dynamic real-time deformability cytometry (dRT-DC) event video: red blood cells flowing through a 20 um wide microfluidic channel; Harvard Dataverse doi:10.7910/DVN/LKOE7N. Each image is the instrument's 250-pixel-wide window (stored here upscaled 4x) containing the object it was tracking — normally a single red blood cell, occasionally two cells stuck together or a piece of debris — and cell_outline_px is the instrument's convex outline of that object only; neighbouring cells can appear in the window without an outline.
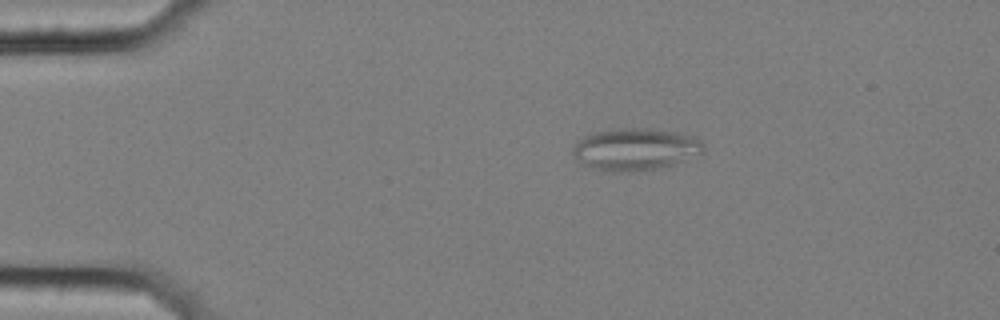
{"species": "common noctule bat (a hibernating species)", "species_latin": "Nyctalus noctula", "temperature_condition": "cold", "stored_images_in_passage": 5, "camera_frame_rate_fps": 3000, "um_per_image_px": 0.085, "animal": {"sex": "female", "body_mass_g": 25.1}, "frame": {"image": 1, "passage_image": 1, "time_ms": 0.0, "image_size_px": [1000, 320], "cell_outline_px": [[704, 152], [684, 160], [672, 164], [656, 168], [628, 172], [604, 172], [592, 168], [584, 164], [572, 156], [572, 148], [584, 136], [596, 132], [616, 128], [648, 128], [676, 132], [692, 136], [700, 140], [704, 144]], "centroid_in_image_um": [53.98, 12.69], "position_along_channel_um": 31.0, "area_um2": 32.02}}